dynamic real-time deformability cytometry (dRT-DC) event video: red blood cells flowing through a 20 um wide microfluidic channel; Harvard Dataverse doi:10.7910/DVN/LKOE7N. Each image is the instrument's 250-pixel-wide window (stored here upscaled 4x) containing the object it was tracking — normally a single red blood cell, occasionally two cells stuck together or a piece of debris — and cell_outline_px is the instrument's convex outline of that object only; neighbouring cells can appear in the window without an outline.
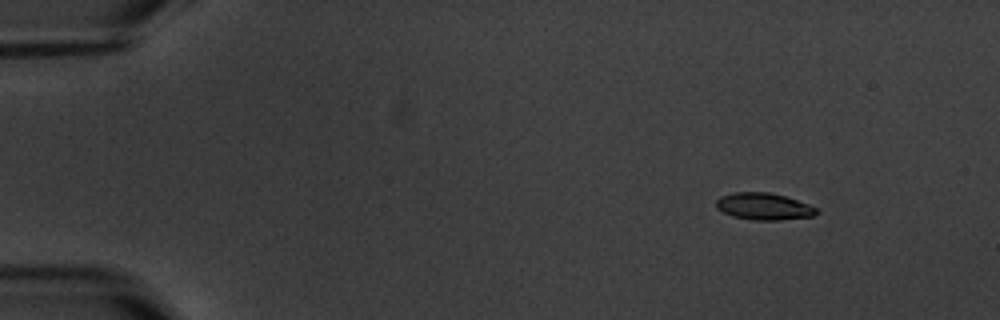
{"species": "common noctule bat (a hibernating species)", "species_latin": "Nyctalus noctula", "temperature_condition": "warm", "stored_images_in_passage": 5, "camera_frame_rate_fps": 3000, "um_per_image_px": 0.085, "animal": {"sex": "male", "body_mass_g": 20.1, "forearm_length_mm": 53.5}, "frame": {"image": 1, "passage_image": 1, "time_ms": 0.0, "image_size_px": [1000, 320], "cell_outline_px": [[820, 212], [812, 216], [780, 220], [752, 220], [732, 216], [716, 208], [716, 200], [720, 196], [736, 192], [768, 192], [784, 196], [808, 204], [816, 208]], "centroid_in_image_um": [64.9, 17.55], "position_along_channel_um": 20.1, "area_um2": 15.66}}
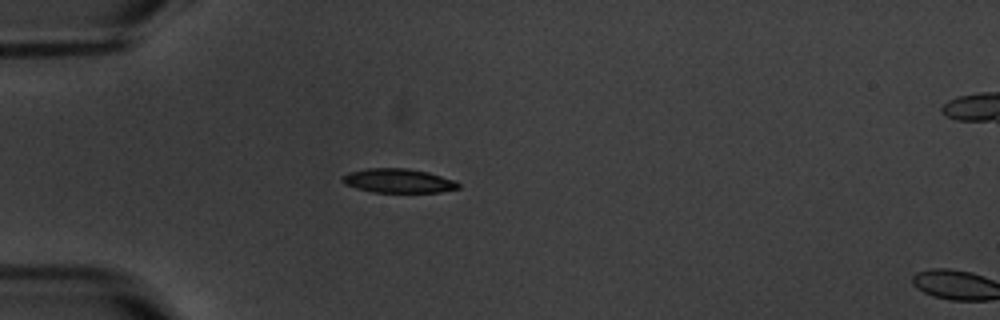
{"frame": {"image": 2, "passage_image": 4, "time_ms": 3.333, "image_size_px": [1000, 320], "cell_outline_px": [[460, 188], [440, 192], [372, 192], [356, 188], [344, 184], [340, 180], [340, 176], [348, 172], [368, 168], [408, 168], [428, 172], [452, 180], [460, 184]], "centroid_in_image_um": [33.79, 15.36], "position_along_channel_um": 51.2, "area_um2": 16.36}}